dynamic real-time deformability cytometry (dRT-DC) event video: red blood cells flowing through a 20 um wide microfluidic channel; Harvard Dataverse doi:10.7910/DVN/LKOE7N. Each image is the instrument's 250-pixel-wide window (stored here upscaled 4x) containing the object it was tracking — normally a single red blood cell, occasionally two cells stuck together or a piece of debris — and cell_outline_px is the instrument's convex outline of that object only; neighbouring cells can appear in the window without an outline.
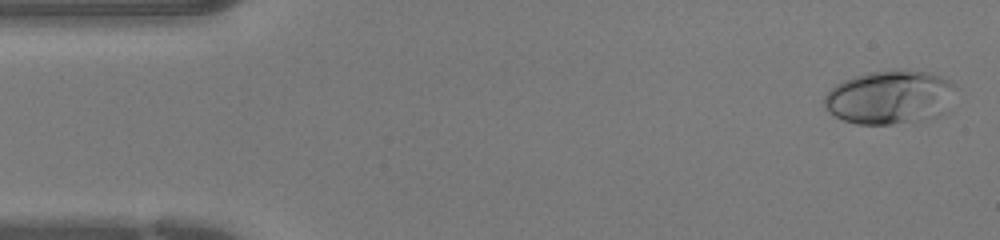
{"species": "human", "species_latin": "Homo sapiens", "temperature_condition": "warm", "stored_images_in_passage": 43, "camera_frame_rate_fps": 3000, "um_per_image_px": 0.085, "donor": {"sex": "female"}, "frame": {"image": 1, "passage_image": 1, "time_ms": 0.0, "image_size_px": [1000, 240], "cell_outline_px": [[952, 84], [908, 120], [892, 124], [856, 124], [844, 120], [828, 112], [824, 108], [824, 96], [836, 84], [852, 76], [868, 72], [900, 68], [928, 72], [940, 76], [948, 80]], "centroid_in_image_um": [75.12, 8.15], "position_along_channel_um": 9.9, "area_um2": 36.7}}
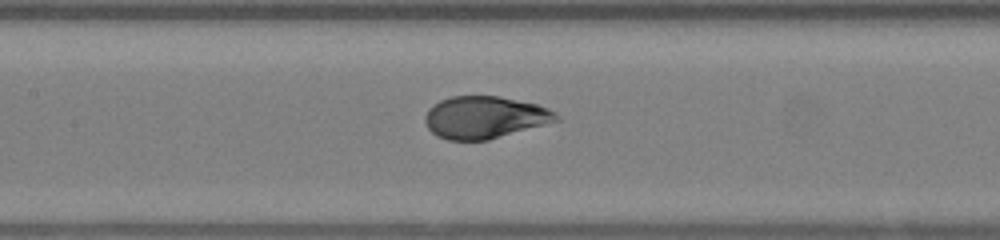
{"frame": {"image": 2, "passage_image": 19, "time_ms": 6.0, "image_size_px": [1000, 240], "cell_outline_px": [[560, 120], [488, 140], [448, 140], [436, 136], [428, 128], [424, 120], [424, 116], [428, 108], [440, 100], [452, 96], [500, 96], [536, 104], [548, 108], [556, 112], [560, 116]], "centroid_in_image_um": [41.19, 9.97], "position_along_channel_um": 166.2, "area_um2": 32.37}}
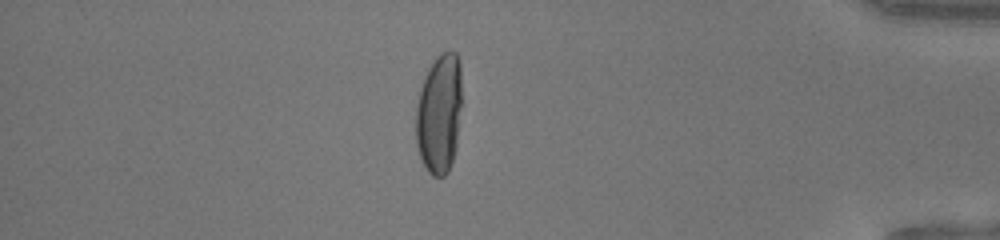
{"frame": {"image": 3, "passage_image": 37, "time_ms": 12.0, "image_size_px": [1000, 240], "cell_outline_px": [[460, 108], [456, 148], [448, 172], [444, 176], [432, 176], [428, 172], [420, 156], [416, 144], [416, 104], [420, 88], [424, 76], [428, 68], [436, 56], [440, 52], [456, 52], [460, 60]], "centroid_in_image_um": [37.31, 9.64], "position_along_channel_um": 397.9, "area_um2": 32.08}}